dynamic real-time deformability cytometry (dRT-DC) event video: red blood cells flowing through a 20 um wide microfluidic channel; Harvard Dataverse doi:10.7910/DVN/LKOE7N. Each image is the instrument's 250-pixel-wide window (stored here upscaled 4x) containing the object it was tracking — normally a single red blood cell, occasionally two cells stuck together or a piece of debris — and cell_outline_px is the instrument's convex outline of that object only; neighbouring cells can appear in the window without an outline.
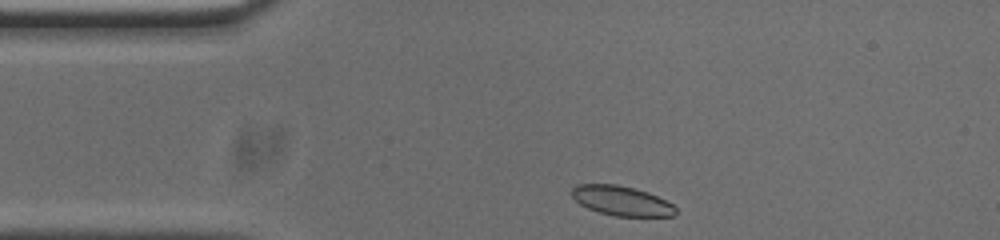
{"species": "common noctule bat (a hibernating species)", "species_latin": "Nyctalus noctula", "temperature_condition": "cold", "stored_images_in_passage": 35, "camera_frame_rate_fps": 3000, "um_per_image_px": 0.085, "animal": {"sex": "male", "body_mass_g": 20.0, "forearm_length_mm": 53.3}, "frame": {"image": 1, "passage_image": 1, "time_ms": 0.0, "image_size_px": [1000, 240], "cell_outline_px": [[676, 216], [616, 216], [600, 212], [588, 208], [580, 204], [572, 196], [572, 188], [576, 184], [616, 184], [648, 192], [672, 204], [676, 208]], "centroid_in_image_um": [52.83, 17.06], "position_along_channel_um": 32.2, "area_um2": 17.74}}
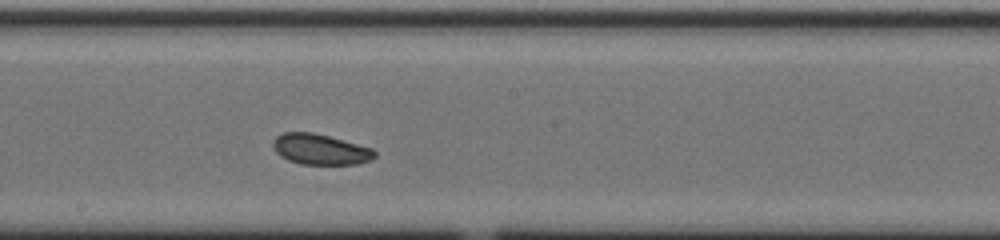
{"frame": {"image": 2, "passage_image": 19, "time_ms": 6.0, "image_size_px": [1000, 240], "cell_outline_px": [[376, 156], [360, 164], [300, 164], [288, 160], [280, 156], [276, 152], [272, 144], [272, 140], [276, 136], [284, 132], [312, 132], [328, 136], [372, 148], [376, 152]], "centroid_in_image_um": [27.19, 12.69], "position_along_channel_um": 221.0, "area_um2": 18.09}}
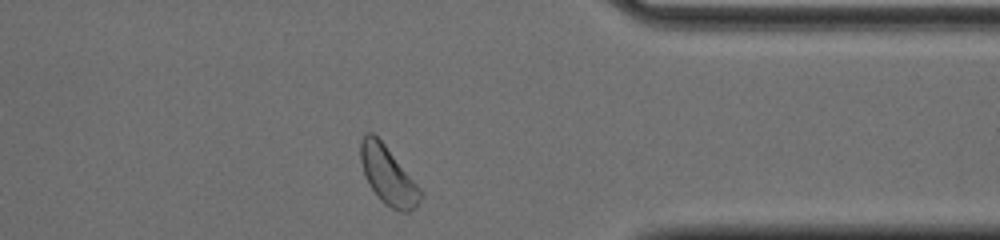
{"frame": {"image": 3, "passage_image": 33, "time_ms": 10.667, "image_size_px": [1000, 240], "cell_outline_px": [[424, 196], [408, 212], [400, 212], [392, 208], [380, 200], [368, 184], [360, 160], [360, 140], [368, 132], [372, 132], [384, 144], [424, 192]], "centroid_in_image_um": [32.98, 14.92], "position_along_channel_um": 378.4, "area_um2": 20.06}, "authors_computed_cell_mechanics": {"area_um2": 18.6694, "velocity_mm_per_s": 3.7002, "shape_relaxation_time_tau1_ms": 2.7866, "shape_relaxation_time_tau2_ms": null, "deformation_change_tau1": 0.0471, "deformation_change_tau2": null}}